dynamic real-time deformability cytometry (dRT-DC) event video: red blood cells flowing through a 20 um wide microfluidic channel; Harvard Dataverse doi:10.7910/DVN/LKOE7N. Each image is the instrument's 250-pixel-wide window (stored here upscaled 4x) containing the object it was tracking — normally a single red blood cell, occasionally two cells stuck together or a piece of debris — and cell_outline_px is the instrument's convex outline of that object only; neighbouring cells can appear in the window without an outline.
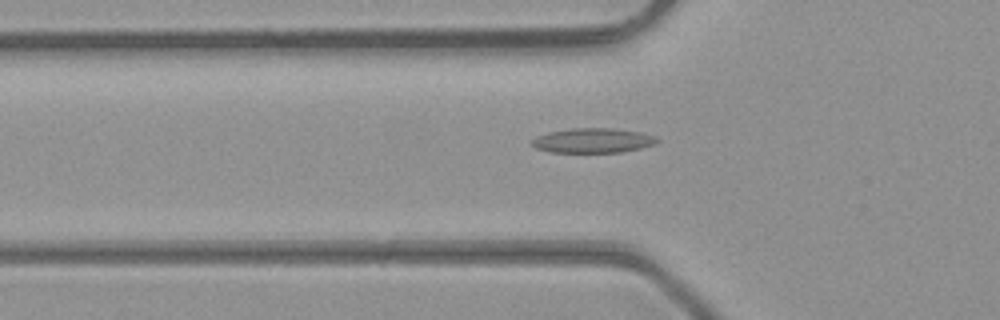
{"species": "common noctule bat (a hibernating species)", "species_latin": "Nyctalus noctula", "temperature_condition": "room temperature", "stored_images_in_passage": 6, "camera_frame_rate_fps": 3000, "um_per_image_px": 0.085, "animal": {"sex": "male", "body_mass_g": 23.1, "forearm_length_mm": 52.7}, "frame": {"image": 1, "passage_image": 5, "time_ms": 1.333, "image_size_px": [1000, 320], "cell_outline_px": [[660, 140], [656, 144], [640, 148], [620, 152], [548, 152], [536, 148], [532, 144], [532, 140], [536, 136], [548, 132], [572, 128], [612, 128], [640, 132], [656, 136]], "centroid_in_image_um": [50.41, 11.94], "position_along_channel_um": 75.4, "area_um2": 18.03}}
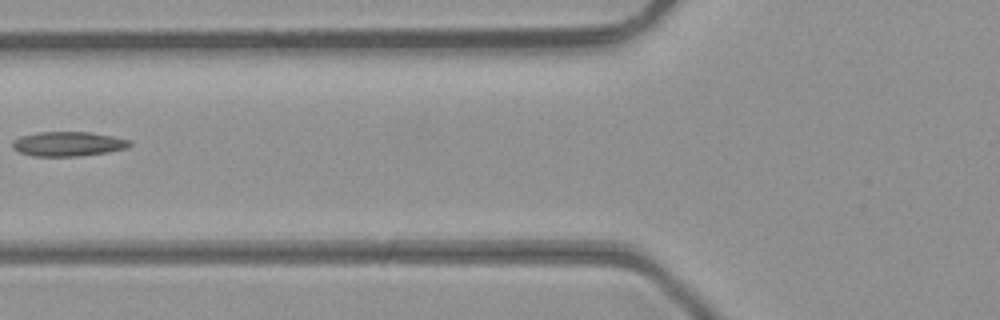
{"frame": {"image": 2, "passage_image": 6, "time_ms": 1.667, "image_size_px": [1000, 320], "cell_outline_px": [[132, 144], [128, 148], [108, 152], [80, 156], [32, 156], [20, 152], [12, 148], [12, 140], [20, 136], [40, 132], [92, 132], [112, 136], [128, 140]], "centroid_in_image_um": [5.78, 12.23], "position_along_channel_um": 120.0, "area_um2": 16.82}}